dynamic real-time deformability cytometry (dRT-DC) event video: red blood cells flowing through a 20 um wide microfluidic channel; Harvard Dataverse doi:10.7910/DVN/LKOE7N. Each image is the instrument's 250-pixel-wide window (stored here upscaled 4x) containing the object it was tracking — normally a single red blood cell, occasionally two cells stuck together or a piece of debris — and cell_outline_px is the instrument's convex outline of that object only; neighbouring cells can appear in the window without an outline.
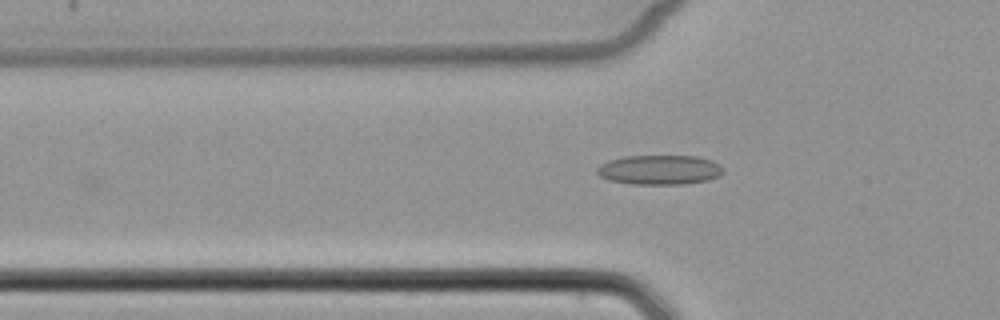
{"species": "common noctule bat (a hibernating species)", "species_latin": "Nyctalus noctula", "temperature_condition": "cold", "stored_images_in_passage": 26, "camera_frame_rate_fps": 3000, "um_per_image_px": 0.085, "animal": {"sex": "female", "body_mass_g": 22.7, "forearm_length_mm": 54.2}, "frame": {"image": 1, "passage_image": 3, "time_ms": 0.667, "image_size_px": [1000, 320], "cell_outline_px": [[724, 172], [720, 176], [708, 180], [684, 184], [632, 184], [608, 180], [600, 176], [596, 172], [596, 168], [600, 164], [608, 160], [624, 156], [696, 156], [712, 160], [720, 164], [724, 168]], "centroid_in_image_um": [56.07, 14.43], "position_along_channel_um": 69.7, "area_um2": 22.02}}
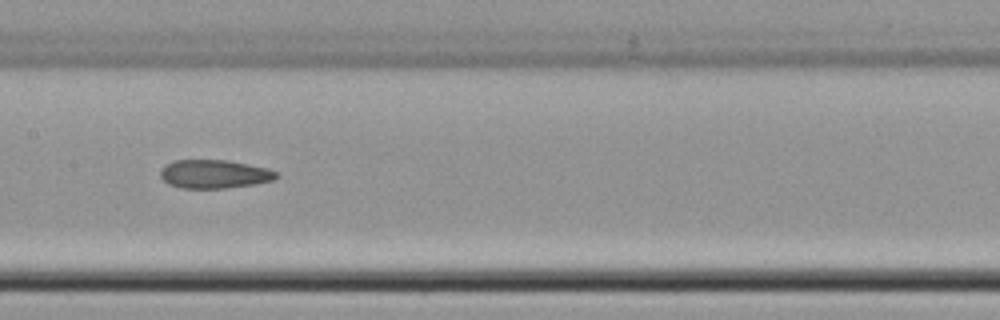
{"frame": {"image": 2, "passage_image": 12, "time_ms": 3.667, "image_size_px": [1000, 320], "cell_outline_px": [[280, 176], [272, 180], [256, 184], [224, 188], [180, 188], [168, 184], [160, 176], [160, 168], [164, 164], [172, 160], [228, 160], [268, 168], [276, 172]], "centroid_in_image_um": [18.18, 14.79], "position_along_channel_um": 189.2, "area_um2": 19.48}}
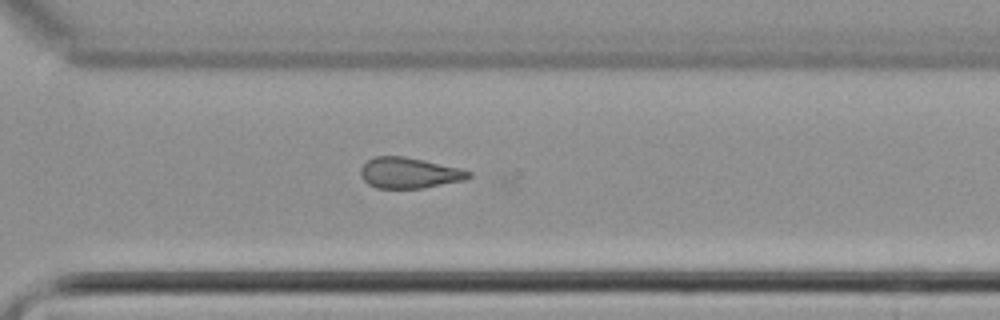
{"frame": {"image": 3, "passage_image": 23, "time_ms": 7.333, "image_size_px": [1000, 320], "cell_outline_px": [[472, 176], [464, 180], [424, 188], [376, 188], [368, 184], [360, 176], [360, 168], [368, 160], [376, 156], [404, 156], [424, 160], [460, 168], [472, 172]], "centroid_in_image_um": [34.78, 14.7], "position_along_channel_um": 335.8, "area_um2": 19.42}}